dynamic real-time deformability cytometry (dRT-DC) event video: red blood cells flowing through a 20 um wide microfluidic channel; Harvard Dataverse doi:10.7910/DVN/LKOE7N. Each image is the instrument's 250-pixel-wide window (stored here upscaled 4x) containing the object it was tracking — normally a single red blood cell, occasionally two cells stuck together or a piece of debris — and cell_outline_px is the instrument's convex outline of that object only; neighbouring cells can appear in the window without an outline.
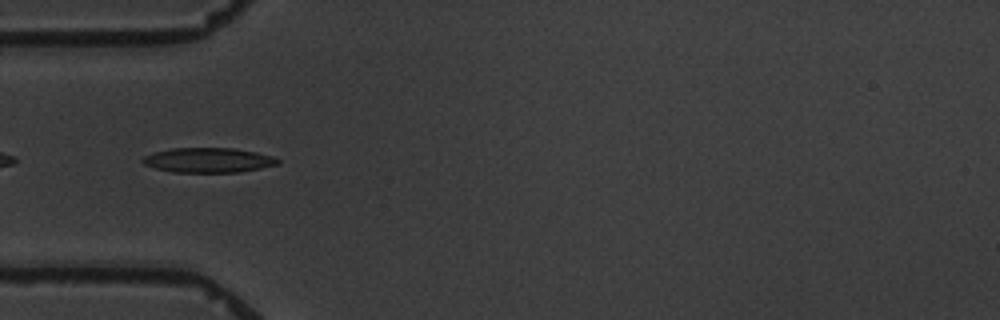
{"species": "common noctule bat (a hibernating species)", "species_latin": "Nyctalus noctula", "temperature_condition": "warm", "stored_images_in_passage": 9, "camera_frame_rate_fps": 3000, "um_per_image_px": 0.085, "animal": {"sex": "male", "body_mass_g": 19.5, "forearm_length_mm": 54.6}, "frame": {"image": 1, "passage_image": 4, "time_ms": 4.333, "image_size_px": [1000, 320], "cell_outline_px": [[280, 164], [240, 172], [172, 172], [156, 168], [144, 164], [140, 160], [144, 156], [156, 152], [172, 148], [232, 148], [256, 152], [272, 156], [280, 160]], "centroid_in_image_um": [17.72, 13.61], "position_along_channel_um": 67.3, "area_um2": 19.42}}
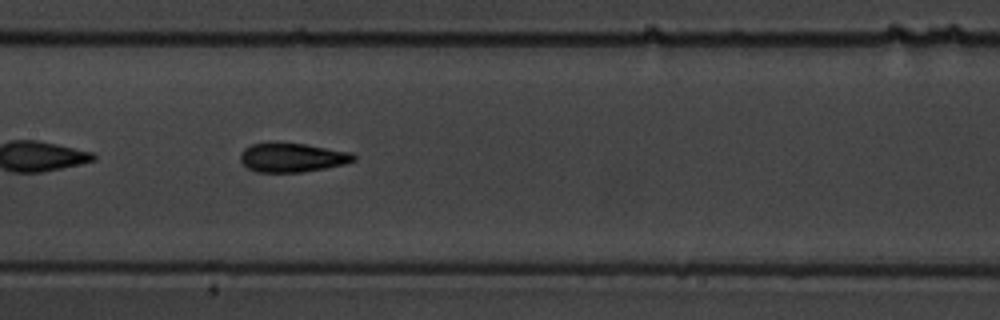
{"frame": {"image": 2, "passage_image": 7, "time_ms": 7.667, "image_size_px": [1000, 320], "cell_outline_px": [[356, 160], [344, 164], [304, 172], [256, 172], [248, 168], [240, 160], [240, 152], [244, 148], [252, 144], [268, 140], [276, 140], [304, 144], [352, 152], [356, 156]], "centroid_in_image_um": [24.79, 13.35], "position_along_channel_um": 182.6, "area_um2": 19.77}}
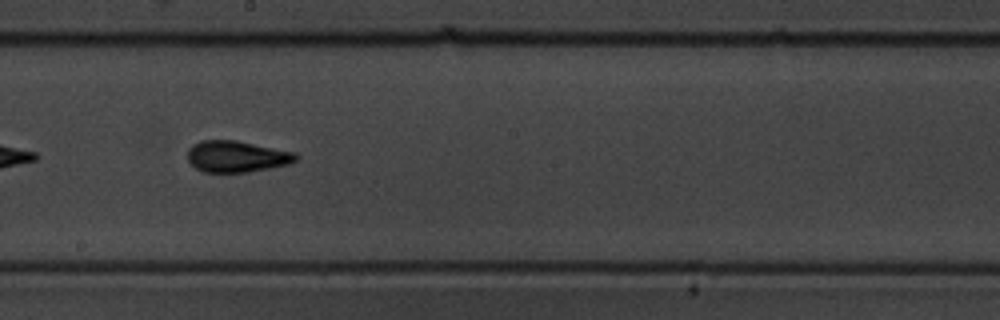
{"frame": {"image": 3, "passage_image": 8, "time_ms": 9.0, "image_size_px": [1000, 320], "cell_outline_px": [[300, 156], [296, 160], [288, 164], [248, 172], [204, 172], [196, 168], [188, 160], [188, 148], [192, 144], [200, 140], [236, 140], [296, 152]], "centroid_in_image_um": [20.12, 13.29], "position_along_channel_um": 228.1, "area_um2": 19.88}}